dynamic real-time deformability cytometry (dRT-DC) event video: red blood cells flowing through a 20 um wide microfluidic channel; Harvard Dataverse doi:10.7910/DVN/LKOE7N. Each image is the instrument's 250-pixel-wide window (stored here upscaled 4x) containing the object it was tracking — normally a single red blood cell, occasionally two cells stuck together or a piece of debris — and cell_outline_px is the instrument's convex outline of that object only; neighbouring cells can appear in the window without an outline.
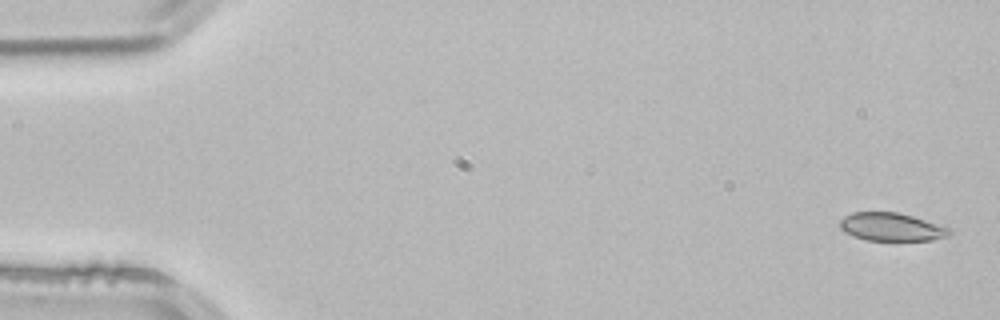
{"species": "common noctule bat (a hibernating species)", "species_latin": "Nyctalus noctula", "temperature_condition": "room temperature", "stored_images_in_passage": 4, "camera_frame_rate_fps": 3000, "um_per_image_px": 0.085, "animal": {"sex": "male", "body_mass_g": 21.5, "forearm_length_mm": 52.0}, "frame": {"image": 1, "passage_image": 1, "time_ms": 0.0, "image_size_px": [1000, 320], "cell_outline_px": [[952, 232], [948, 236], [932, 240], [864, 240], [852, 236], [844, 232], [840, 228], [840, 220], [844, 216], [852, 212], [896, 212], [944, 224]], "centroid_in_image_um": [75.78, 19.29], "position_along_channel_um": 9.2, "area_um2": 18.15}}
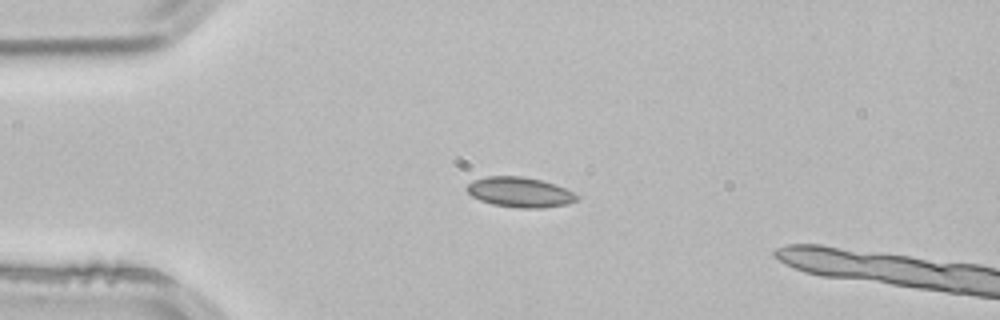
{"frame": {"image": 2, "passage_image": 3, "time_ms": 0.667, "image_size_px": [1000, 320], "cell_outline_px": [[580, 200], [568, 204], [544, 208], [520, 208], [492, 204], [480, 200], [472, 196], [464, 188], [472, 180], [484, 176], [520, 176], [540, 180], [564, 188], [580, 196]], "centroid_in_image_um": [44.18, 16.34], "position_along_channel_um": 40.8, "area_um2": 19.36}}